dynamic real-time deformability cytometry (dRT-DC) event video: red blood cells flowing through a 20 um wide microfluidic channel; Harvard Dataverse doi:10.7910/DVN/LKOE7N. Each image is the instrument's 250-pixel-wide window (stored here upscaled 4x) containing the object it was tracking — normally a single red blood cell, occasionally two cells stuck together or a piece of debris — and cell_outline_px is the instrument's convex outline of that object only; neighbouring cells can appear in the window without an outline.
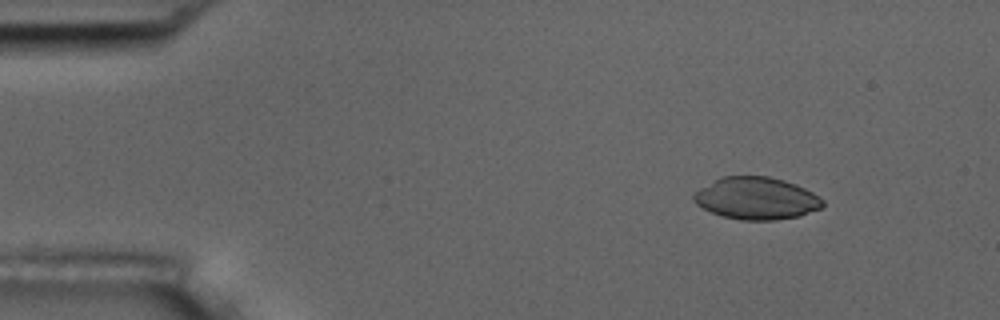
{"species": "common noctule bat (a hibernating species)", "species_latin": "Nyctalus noctula", "temperature_condition": "room temperature", "stored_images_in_passage": 6, "camera_frame_rate_fps": 3000, "um_per_image_px": 0.085, "animal": {"sex": "male", "body_mass_g": 17.5, "forearm_length_mm": 52.3}, "frame": {"image": 1, "passage_image": 2, "time_ms": 1.0, "image_size_px": [1000, 320], "cell_outline_px": [[824, 204], [820, 208], [800, 216], [776, 220], [740, 220], [724, 216], [712, 212], [696, 204], [692, 200], [692, 196], [700, 188], [724, 176], [768, 176], [784, 180], [796, 184], [812, 192], [824, 200]], "centroid_in_image_um": [64.31, 16.86], "position_along_channel_um": 20.7, "area_um2": 31.56}}